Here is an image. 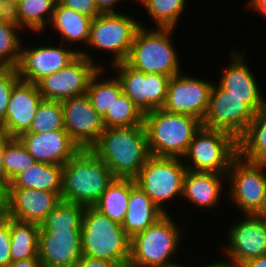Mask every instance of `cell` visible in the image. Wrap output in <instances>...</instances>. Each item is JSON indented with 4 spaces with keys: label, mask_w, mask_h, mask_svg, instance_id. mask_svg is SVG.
<instances>
[{
    "label": "cell",
    "mask_w": 266,
    "mask_h": 267,
    "mask_svg": "<svg viewBox=\"0 0 266 267\" xmlns=\"http://www.w3.org/2000/svg\"><path fill=\"white\" fill-rule=\"evenodd\" d=\"M131 238L122 224L112 221L94 207H85L81 225L82 256L128 267Z\"/></svg>",
    "instance_id": "obj_5"
},
{
    "label": "cell",
    "mask_w": 266,
    "mask_h": 267,
    "mask_svg": "<svg viewBox=\"0 0 266 267\" xmlns=\"http://www.w3.org/2000/svg\"><path fill=\"white\" fill-rule=\"evenodd\" d=\"M35 163L36 160L18 138L5 136L4 183L8 185L17 175Z\"/></svg>",
    "instance_id": "obj_35"
},
{
    "label": "cell",
    "mask_w": 266,
    "mask_h": 267,
    "mask_svg": "<svg viewBox=\"0 0 266 267\" xmlns=\"http://www.w3.org/2000/svg\"><path fill=\"white\" fill-rule=\"evenodd\" d=\"M11 17V10L4 3V0H0V19Z\"/></svg>",
    "instance_id": "obj_49"
},
{
    "label": "cell",
    "mask_w": 266,
    "mask_h": 267,
    "mask_svg": "<svg viewBox=\"0 0 266 267\" xmlns=\"http://www.w3.org/2000/svg\"><path fill=\"white\" fill-rule=\"evenodd\" d=\"M10 217L0 218V267H7L11 262L10 254Z\"/></svg>",
    "instance_id": "obj_39"
},
{
    "label": "cell",
    "mask_w": 266,
    "mask_h": 267,
    "mask_svg": "<svg viewBox=\"0 0 266 267\" xmlns=\"http://www.w3.org/2000/svg\"><path fill=\"white\" fill-rule=\"evenodd\" d=\"M215 259H213V261H212V259H211V261L209 262V261H207L208 263L206 264V263H204L203 265L201 264V265H199L198 267H234L229 261H226L225 259H217V260H215ZM196 267V266H195Z\"/></svg>",
    "instance_id": "obj_48"
},
{
    "label": "cell",
    "mask_w": 266,
    "mask_h": 267,
    "mask_svg": "<svg viewBox=\"0 0 266 267\" xmlns=\"http://www.w3.org/2000/svg\"><path fill=\"white\" fill-rule=\"evenodd\" d=\"M140 20L128 12L121 13H105L98 15L92 20L90 39L86 48L83 49L81 55L85 56L91 62L97 64L100 68H107L120 62H125L129 55L131 45L133 43L137 30L141 27ZM99 50L112 56L107 59L108 65L103 59L97 62L96 55L90 50ZM110 60V61H109ZM103 61V62H102ZM103 63V64H102Z\"/></svg>",
    "instance_id": "obj_6"
},
{
    "label": "cell",
    "mask_w": 266,
    "mask_h": 267,
    "mask_svg": "<svg viewBox=\"0 0 266 267\" xmlns=\"http://www.w3.org/2000/svg\"><path fill=\"white\" fill-rule=\"evenodd\" d=\"M40 263L49 267H74L82 257L81 229L40 230Z\"/></svg>",
    "instance_id": "obj_21"
},
{
    "label": "cell",
    "mask_w": 266,
    "mask_h": 267,
    "mask_svg": "<svg viewBox=\"0 0 266 267\" xmlns=\"http://www.w3.org/2000/svg\"><path fill=\"white\" fill-rule=\"evenodd\" d=\"M226 199L242 213L259 215L266 204V164L253 163L239 154L226 174ZM229 185V187H228Z\"/></svg>",
    "instance_id": "obj_9"
},
{
    "label": "cell",
    "mask_w": 266,
    "mask_h": 267,
    "mask_svg": "<svg viewBox=\"0 0 266 267\" xmlns=\"http://www.w3.org/2000/svg\"><path fill=\"white\" fill-rule=\"evenodd\" d=\"M62 165L37 162L17 175L7 187H19L50 192L62 191Z\"/></svg>",
    "instance_id": "obj_27"
},
{
    "label": "cell",
    "mask_w": 266,
    "mask_h": 267,
    "mask_svg": "<svg viewBox=\"0 0 266 267\" xmlns=\"http://www.w3.org/2000/svg\"><path fill=\"white\" fill-rule=\"evenodd\" d=\"M254 116L255 112L248 106V97L227 94L215 82L202 126L227 132L238 141L247 131Z\"/></svg>",
    "instance_id": "obj_11"
},
{
    "label": "cell",
    "mask_w": 266,
    "mask_h": 267,
    "mask_svg": "<svg viewBox=\"0 0 266 267\" xmlns=\"http://www.w3.org/2000/svg\"><path fill=\"white\" fill-rule=\"evenodd\" d=\"M247 7L249 10L258 13V15L263 16L266 20V0H248Z\"/></svg>",
    "instance_id": "obj_43"
},
{
    "label": "cell",
    "mask_w": 266,
    "mask_h": 267,
    "mask_svg": "<svg viewBox=\"0 0 266 267\" xmlns=\"http://www.w3.org/2000/svg\"><path fill=\"white\" fill-rule=\"evenodd\" d=\"M148 149L152 156L182 158L202 122L195 117L163 108L144 114Z\"/></svg>",
    "instance_id": "obj_7"
},
{
    "label": "cell",
    "mask_w": 266,
    "mask_h": 267,
    "mask_svg": "<svg viewBox=\"0 0 266 267\" xmlns=\"http://www.w3.org/2000/svg\"><path fill=\"white\" fill-rule=\"evenodd\" d=\"M175 220L171 214H165L156 223L134 235L130 243L128 267H168L179 263L176 254L180 252L185 236L182 235L183 227Z\"/></svg>",
    "instance_id": "obj_4"
},
{
    "label": "cell",
    "mask_w": 266,
    "mask_h": 267,
    "mask_svg": "<svg viewBox=\"0 0 266 267\" xmlns=\"http://www.w3.org/2000/svg\"><path fill=\"white\" fill-rule=\"evenodd\" d=\"M140 22L125 63L144 73L173 77L182 72V60L173 44L175 28L150 27Z\"/></svg>",
    "instance_id": "obj_3"
},
{
    "label": "cell",
    "mask_w": 266,
    "mask_h": 267,
    "mask_svg": "<svg viewBox=\"0 0 266 267\" xmlns=\"http://www.w3.org/2000/svg\"><path fill=\"white\" fill-rule=\"evenodd\" d=\"M20 0H4V3L12 10Z\"/></svg>",
    "instance_id": "obj_50"
},
{
    "label": "cell",
    "mask_w": 266,
    "mask_h": 267,
    "mask_svg": "<svg viewBox=\"0 0 266 267\" xmlns=\"http://www.w3.org/2000/svg\"><path fill=\"white\" fill-rule=\"evenodd\" d=\"M241 267H266V255L250 259Z\"/></svg>",
    "instance_id": "obj_47"
},
{
    "label": "cell",
    "mask_w": 266,
    "mask_h": 267,
    "mask_svg": "<svg viewBox=\"0 0 266 267\" xmlns=\"http://www.w3.org/2000/svg\"><path fill=\"white\" fill-rule=\"evenodd\" d=\"M144 114L122 93L102 117L105 128L133 127L143 124Z\"/></svg>",
    "instance_id": "obj_36"
},
{
    "label": "cell",
    "mask_w": 266,
    "mask_h": 267,
    "mask_svg": "<svg viewBox=\"0 0 266 267\" xmlns=\"http://www.w3.org/2000/svg\"><path fill=\"white\" fill-rule=\"evenodd\" d=\"M85 206L62 201L49 211L40 225V230L81 229Z\"/></svg>",
    "instance_id": "obj_34"
},
{
    "label": "cell",
    "mask_w": 266,
    "mask_h": 267,
    "mask_svg": "<svg viewBox=\"0 0 266 267\" xmlns=\"http://www.w3.org/2000/svg\"><path fill=\"white\" fill-rule=\"evenodd\" d=\"M109 70L120 80L123 93L143 113L163 108L170 76L137 71L125 62L114 64Z\"/></svg>",
    "instance_id": "obj_13"
},
{
    "label": "cell",
    "mask_w": 266,
    "mask_h": 267,
    "mask_svg": "<svg viewBox=\"0 0 266 267\" xmlns=\"http://www.w3.org/2000/svg\"><path fill=\"white\" fill-rule=\"evenodd\" d=\"M259 216H260L264 221H266V204H265V207H264L263 211L259 214Z\"/></svg>",
    "instance_id": "obj_51"
},
{
    "label": "cell",
    "mask_w": 266,
    "mask_h": 267,
    "mask_svg": "<svg viewBox=\"0 0 266 267\" xmlns=\"http://www.w3.org/2000/svg\"><path fill=\"white\" fill-rule=\"evenodd\" d=\"M61 202V192L7 187V217L41 225Z\"/></svg>",
    "instance_id": "obj_20"
},
{
    "label": "cell",
    "mask_w": 266,
    "mask_h": 267,
    "mask_svg": "<svg viewBox=\"0 0 266 267\" xmlns=\"http://www.w3.org/2000/svg\"><path fill=\"white\" fill-rule=\"evenodd\" d=\"M235 49H230V63L228 61L227 65L218 68V70L221 69V72L220 76L217 77L219 81L216 83L226 90L227 94L236 97H248V106L257 112L266 101L262 88H260L262 85L258 83V77L247 65L246 49Z\"/></svg>",
    "instance_id": "obj_17"
},
{
    "label": "cell",
    "mask_w": 266,
    "mask_h": 267,
    "mask_svg": "<svg viewBox=\"0 0 266 267\" xmlns=\"http://www.w3.org/2000/svg\"><path fill=\"white\" fill-rule=\"evenodd\" d=\"M74 267H120L117 263L82 256Z\"/></svg>",
    "instance_id": "obj_42"
},
{
    "label": "cell",
    "mask_w": 266,
    "mask_h": 267,
    "mask_svg": "<svg viewBox=\"0 0 266 267\" xmlns=\"http://www.w3.org/2000/svg\"><path fill=\"white\" fill-rule=\"evenodd\" d=\"M165 214L153 203L149 196L131 179L130 197L122 227L132 238L137 233L156 223Z\"/></svg>",
    "instance_id": "obj_25"
},
{
    "label": "cell",
    "mask_w": 266,
    "mask_h": 267,
    "mask_svg": "<svg viewBox=\"0 0 266 267\" xmlns=\"http://www.w3.org/2000/svg\"><path fill=\"white\" fill-rule=\"evenodd\" d=\"M92 20L93 18L62 6L57 1L48 28L50 31L52 30V34L55 32L54 37L57 35L61 37L59 42L81 54L90 39ZM77 45L80 47L78 48Z\"/></svg>",
    "instance_id": "obj_24"
},
{
    "label": "cell",
    "mask_w": 266,
    "mask_h": 267,
    "mask_svg": "<svg viewBox=\"0 0 266 267\" xmlns=\"http://www.w3.org/2000/svg\"><path fill=\"white\" fill-rule=\"evenodd\" d=\"M226 175L214 172L187 170L184 177L182 203H190L193 208L209 210L219 207L226 197ZM225 190V192H224ZM224 192V193H223ZM188 201V202H187ZM217 206V207H216Z\"/></svg>",
    "instance_id": "obj_23"
},
{
    "label": "cell",
    "mask_w": 266,
    "mask_h": 267,
    "mask_svg": "<svg viewBox=\"0 0 266 267\" xmlns=\"http://www.w3.org/2000/svg\"><path fill=\"white\" fill-rule=\"evenodd\" d=\"M130 190V178H115L93 207L112 221L122 224L127 212Z\"/></svg>",
    "instance_id": "obj_30"
},
{
    "label": "cell",
    "mask_w": 266,
    "mask_h": 267,
    "mask_svg": "<svg viewBox=\"0 0 266 267\" xmlns=\"http://www.w3.org/2000/svg\"><path fill=\"white\" fill-rule=\"evenodd\" d=\"M64 129L80 149H88L103 133L102 117L87 94L61 101Z\"/></svg>",
    "instance_id": "obj_18"
},
{
    "label": "cell",
    "mask_w": 266,
    "mask_h": 267,
    "mask_svg": "<svg viewBox=\"0 0 266 267\" xmlns=\"http://www.w3.org/2000/svg\"><path fill=\"white\" fill-rule=\"evenodd\" d=\"M57 0H20L11 10V17L24 31L43 37L51 21ZM45 30V31H44ZM43 33V35H42Z\"/></svg>",
    "instance_id": "obj_26"
},
{
    "label": "cell",
    "mask_w": 266,
    "mask_h": 267,
    "mask_svg": "<svg viewBox=\"0 0 266 267\" xmlns=\"http://www.w3.org/2000/svg\"><path fill=\"white\" fill-rule=\"evenodd\" d=\"M42 100L36 84L19 80L13 86L5 118L0 122L2 135L18 138L28 132Z\"/></svg>",
    "instance_id": "obj_19"
},
{
    "label": "cell",
    "mask_w": 266,
    "mask_h": 267,
    "mask_svg": "<svg viewBox=\"0 0 266 267\" xmlns=\"http://www.w3.org/2000/svg\"><path fill=\"white\" fill-rule=\"evenodd\" d=\"M7 184L0 183V218L7 215Z\"/></svg>",
    "instance_id": "obj_44"
},
{
    "label": "cell",
    "mask_w": 266,
    "mask_h": 267,
    "mask_svg": "<svg viewBox=\"0 0 266 267\" xmlns=\"http://www.w3.org/2000/svg\"><path fill=\"white\" fill-rule=\"evenodd\" d=\"M186 172L182 158L151 155L134 181L164 214H172L167 206L182 199Z\"/></svg>",
    "instance_id": "obj_8"
},
{
    "label": "cell",
    "mask_w": 266,
    "mask_h": 267,
    "mask_svg": "<svg viewBox=\"0 0 266 267\" xmlns=\"http://www.w3.org/2000/svg\"><path fill=\"white\" fill-rule=\"evenodd\" d=\"M238 154L247 161L266 164V101L238 140Z\"/></svg>",
    "instance_id": "obj_28"
},
{
    "label": "cell",
    "mask_w": 266,
    "mask_h": 267,
    "mask_svg": "<svg viewBox=\"0 0 266 267\" xmlns=\"http://www.w3.org/2000/svg\"><path fill=\"white\" fill-rule=\"evenodd\" d=\"M237 155L238 141L231 134L201 126L182 160L187 170L226 175Z\"/></svg>",
    "instance_id": "obj_10"
},
{
    "label": "cell",
    "mask_w": 266,
    "mask_h": 267,
    "mask_svg": "<svg viewBox=\"0 0 266 267\" xmlns=\"http://www.w3.org/2000/svg\"><path fill=\"white\" fill-rule=\"evenodd\" d=\"M125 0H94L97 9L102 13H121L123 10L119 11L117 6L123 3ZM128 0L125 2L127 3ZM130 1V0H129ZM132 1V0H131Z\"/></svg>",
    "instance_id": "obj_41"
},
{
    "label": "cell",
    "mask_w": 266,
    "mask_h": 267,
    "mask_svg": "<svg viewBox=\"0 0 266 267\" xmlns=\"http://www.w3.org/2000/svg\"><path fill=\"white\" fill-rule=\"evenodd\" d=\"M99 69L97 64L79 54L66 67L43 77L36 85L43 99L63 101L85 94Z\"/></svg>",
    "instance_id": "obj_16"
},
{
    "label": "cell",
    "mask_w": 266,
    "mask_h": 267,
    "mask_svg": "<svg viewBox=\"0 0 266 267\" xmlns=\"http://www.w3.org/2000/svg\"><path fill=\"white\" fill-rule=\"evenodd\" d=\"M116 177L88 149H80L62 171L61 200L93 207Z\"/></svg>",
    "instance_id": "obj_2"
},
{
    "label": "cell",
    "mask_w": 266,
    "mask_h": 267,
    "mask_svg": "<svg viewBox=\"0 0 266 267\" xmlns=\"http://www.w3.org/2000/svg\"><path fill=\"white\" fill-rule=\"evenodd\" d=\"M37 161L64 166L79 150L65 130L43 133H23L18 137Z\"/></svg>",
    "instance_id": "obj_22"
},
{
    "label": "cell",
    "mask_w": 266,
    "mask_h": 267,
    "mask_svg": "<svg viewBox=\"0 0 266 267\" xmlns=\"http://www.w3.org/2000/svg\"><path fill=\"white\" fill-rule=\"evenodd\" d=\"M23 32L12 17L0 19V67H17Z\"/></svg>",
    "instance_id": "obj_33"
},
{
    "label": "cell",
    "mask_w": 266,
    "mask_h": 267,
    "mask_svg": "<svg viewBox=\"0 0 266 267\" xmlns=\"http://www.w3.org/2000/svg\"><path fill=\"white\" fill-rule=\"evenodd\" d=\"M39 267H49V266H45V265H42V264H41Z\"/></svg>",
    "instance_id": "obj_53"
},
{
    "label": "cell",
    "mask_w": 266,
    "mask_h": 267,
    "mask_svg": "<svg viewBox=\"0 0 266 267\" xmlns=\"http://www.w3.org/2000/svg\"><path fill=\"white\" fill-rule=\"evenodd\" d=\"M41 265L38 256L26 260L12 261L7 267H39Z\"/></svg>",
    "instance_id": "obj_45"
},
{
    "label": "cell",
    "mask_w": 266,
    "mask_h": 267,
    "mask_svg": "<svg viewBox=\"0 0 266 267\" xmlns=\"http://www.w3.org/2000/svg\"><path fill=\"white\" fill-rule=\"evenodd\" d=\"M107 71L110 73L109 68H100L91 78L86 92L93 108L101 117L107 113L114 101L123 93L120 80L116 75H109Z\"/></svg>",
    "instance_id": "obj_29"
},
{
    "label": "cell",
    "mask_w": 266,
    "mask_h": 267,
    "mask_svg": "<svg viewBox=\"0 0 266 267\" xmlns=\"http://www.w3.org/2000/svg\"><path fill=\"white\" fill-rule=\"evenodd\" d=\"M62 6L70 8L82 15L96 18L102 13L97 9L94 0H57Z\"/></svg>",
    "instance_id": "obj_40"
},
{
    "label": "cell",
    "mask_w": 266,
    "mask_h": 267,
    "mask_svg": "<svg viewBox=\"0 0 266 267\" xmlns=\"http://www.w3.org/2000/svg\"><path fill=\"white\" fill-rule=\"evenodd\" d=\"M168 267H187V265L185 264V265H183V263L182 262H179V263H177V264H173V265H171V266H168ZM188 267H191V265L190 266H188Z\"/></svg>",
    "instance_id": "obj_52"
},
{
    "label": "cell",
    "mask_w": 266,
    "mask_h": 267,
    "mask_svg": "<svg viewBox=\"0 0 266 267\" xmlns=\"http://www.w3.org/2000/svg\"><path fill=\"white\" fill-rule=\"evenodd\" d=\"M24 41L26 40L23 39L20 59L16 67L22 81L36 84L43 77L66 67L79 55L73 48L61 42L48 45L42 41L43 45L39 46L35 43V46L31 44L29 47V44H24Z\"/></svg>",
    "instance_id": "obj_14"
},
{
    "label": "cell",
    "mask_w": 266,
    "mask_h": 267,
    "mask_svg": "<svg viewBox=\"0 0 266 267\" xmlns=\"http://www.w3.org/2000/svg\"><path fill=\"white\" fill-rule=\"evenodd\" d=\"M20 80L16 68L0 67V122L5 118L13 86Z\"/></svg>",
    "instance_id": "obj_38"
},
{
    "label": "cell",
    "mask_w": 266,
    "mask_h": 267,
    "mask_svg": "<svg viewBox=\"0 0 266 267\" xmlns=\"http://www.w3.org/2000/svg\"><path fill=\"white\" fill-rule=\"evenodd\" d=\"M230 224L225 235L228 244L221 246L223 259L241 267L250 259L266 255V221L259 215H242Z\"/></svg>",
    "instance_id": "obj_12"
},
{
    "label": "cell",
    "mask_w": 266,
    "mask_h": 267,
    "mask_svg": "<svg viewBox=\"0 0 266 267\" xmlns=\"http://www.w3.org/2000/svg\"><path fill=\"white\" fill-rule=\"evenodd\" d=\"M181 72L170 78L163 109L185 114L203 122L209 104L213 81Z\"/></svg>",
    "instance_id": "obj_15"
},
{
    "label": "cell",
    "mask_w": 266,
    "mask_h": 267,
    "mask_svg": "<svg viewBox=\"0 0 266 267\" xmlns=\"http://www.w3.org/2000/svg\"><path fill=\"white\" fill-rule=\"evenodd\" d=\"M116 178L134 179L151 156L144 124L105 128L88 148Z\"/></svg>",
    "instance_id": "obj_1"
},
{
    "label": "cell",
    "mask_w": 266,
    "mask_h": 267,
    "mask_svg": "<svg viewBox=\"0 0 266 267\" xmlns=\"http://www.w3.org/2000/svg\"><path fill=\"white\" fill-rule=\"evenodd\" d=\"M64 129L61 101L43 99L26 133H43Z\"/></svg>",
    "instance_id": "obj_37"
},
{
    "label": "cell",
    "mask_w": 266,
    "mask_h": 267,
    "mask_svg": "<svg viewBox=\"0 0 266 267\" xmlns=\"http://www.w3.org/2000/svg\"><path fill=\"white\" fill-rule=\"evenodd\" d=\"M40 225L10 218L12 261L38 256Z\"/></svg>",
    "instance_id": "obj_31"
},
{
    "label": "cell",
    "mask_w": 266,
    "mask_h": 267,
    "mask_svg": "<svg viewBox=\"0 0 266 267\" xmlns=\"http://www.w3.org/2000/svg\"><path fill=\"white\" fill-rule=\"evenodd\" d=\"M5 136L0 137V183H4Z\"/></svg>",
    "instance_id": "obj_46"
},
{
    "label": "cell",
    "mask_w": 266,
    "mask_h": 267,
    "mask_svg": "<svg viewBox=\"0 0 266 267\" xmlns=\"http://www.w3.org/2000/svg\"><path fill=\"white\" fill-rule=\"evenodd\" d=\"M148 14L147 21H153L152 27L175 28L178 27L182 14L186 11L188 0H136ZM155 22V23H154Z\"/></svg>",
    "instance_id": "obj_32"
}]
</instances>
